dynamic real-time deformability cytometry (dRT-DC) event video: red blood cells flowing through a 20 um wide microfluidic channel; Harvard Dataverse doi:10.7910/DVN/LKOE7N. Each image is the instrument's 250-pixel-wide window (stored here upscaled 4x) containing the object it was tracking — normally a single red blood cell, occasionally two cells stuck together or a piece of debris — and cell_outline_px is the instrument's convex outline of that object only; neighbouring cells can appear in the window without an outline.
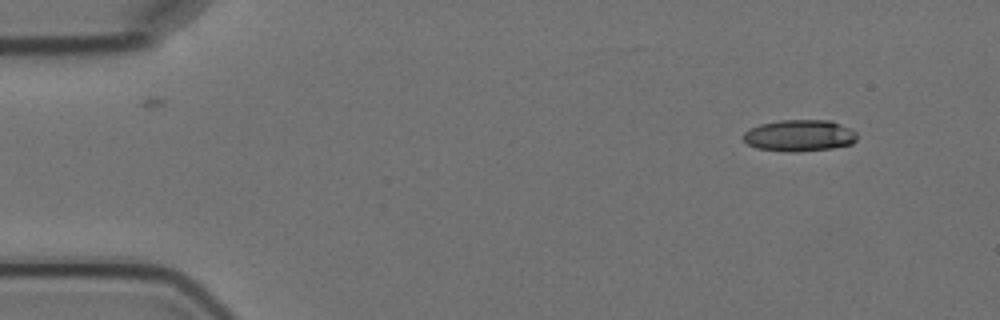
{"species": "Egyptian fruit bat (a non-hibernating species)", "species_latin": "Rousettus aegyptiacus", "temperature_condition": "cold", "stored_images_in_passage": 5, "segment_of_instrument_passage": [1, 2], "camera_frame_rate_fps": 3000, "um_per_image_px": 0.085, "animal": {"sex": "female"}, "frame": {"image": 1, "passage_image": 1, "time_ms": 0.0, "image_size_px": [1000, 320], "cell_outline_px": [[856, 140], [852, 144], [832, 148], [800, 152], [788, 152], [756, 148], [748, 144], [744, 140], [744, 132], [760, 124], [780, 120], [832, 120], [856, 132]], "centroid_in_image_um": [67.96, 11.53], "position_along_channel_um": 17.0, "area_um2": 20.92}}